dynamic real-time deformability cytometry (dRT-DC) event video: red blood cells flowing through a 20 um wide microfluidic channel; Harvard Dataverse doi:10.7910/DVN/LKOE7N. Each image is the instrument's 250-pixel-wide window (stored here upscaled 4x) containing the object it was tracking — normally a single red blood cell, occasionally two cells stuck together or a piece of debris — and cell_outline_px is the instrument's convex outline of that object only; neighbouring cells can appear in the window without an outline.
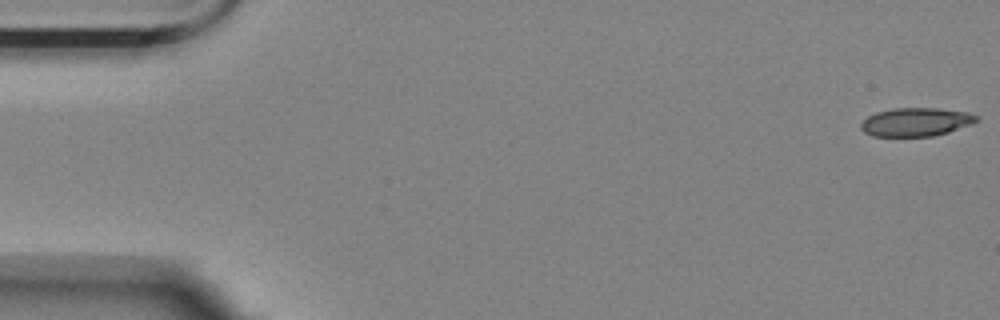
{"species": "Egyptian fruit bat (a non-hibernating species)", "species_latin": "Rousettus aegyptiacus", "temperature_condition": "room temperature", "stored_images_in_passage": 56, "camera_frame_rate_fps": 3000, "um_per_image_px": 0.085, "animal": {"sex": "female"}, "frame": {"image": 1, "passage_image": 1, "time_ms": 0.0, "image_size_px": [1000, 320], "cell_outline_px": [[980, 120], [972, 124], [948, 132], [932, 136], [872, 136], [864, 132], [860, 128], [860, 124], [868, 116], [876, 112], [892, 108], [936, 108], [968, 112], [980, 116]], "centroid_in_image_um": [77.88, 10.36], "position_along_channel_um": 7.1, "area_um2": 19.31}}
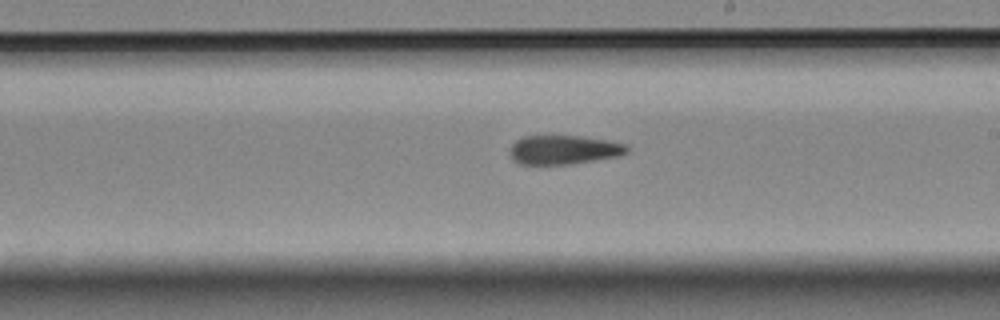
{"frame": {"image": 2, "passage_image": 32, "time_ms": 10.333, "image_size_px": [1000, 320], "cell_outline_px": [[628, 152], [620, 156], [572, 164], [520, 164], [512, 160], [508, 152], [512, 144], [516, 140], [524, 136], [580, 136], [608, 140], [628, 144]], "centroid_in_image_um": [47.92, 12.73], "position_along_channel_um": 241.1, "area_um2": 20.06}}
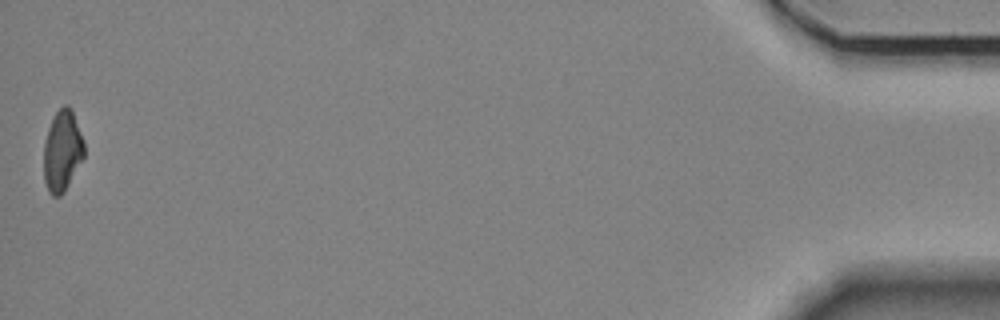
{"frame": {"image": 3, "passage_image": 56, "time_ms": 18.333, "image_size_px": [1000, 320], "cell_outline_px": [[84, 156], [64, 192], [60, 196], [52, 196], [48, 192], [44, 180], [44, 144], [48, 128], [52, 116], [64, 104], [68, 104], [72, 108], [84, 140]], "centroid_in_image_um": [5.29, 12.79], "position_along_channel_um": 429.9, "area_um2": 19.25}, "authors_computed_cell_mechanics": {"area_um2": 20.1722, "velocity_mm_per_s": 3.5433, "shape_relaxation_time_tau1_ms": 6.621, "shape_relaxation_time_tau2_ms": 3.759, "deformation_change_tau1": 0.1595, "deformation_change_tau2": 0.1243}}